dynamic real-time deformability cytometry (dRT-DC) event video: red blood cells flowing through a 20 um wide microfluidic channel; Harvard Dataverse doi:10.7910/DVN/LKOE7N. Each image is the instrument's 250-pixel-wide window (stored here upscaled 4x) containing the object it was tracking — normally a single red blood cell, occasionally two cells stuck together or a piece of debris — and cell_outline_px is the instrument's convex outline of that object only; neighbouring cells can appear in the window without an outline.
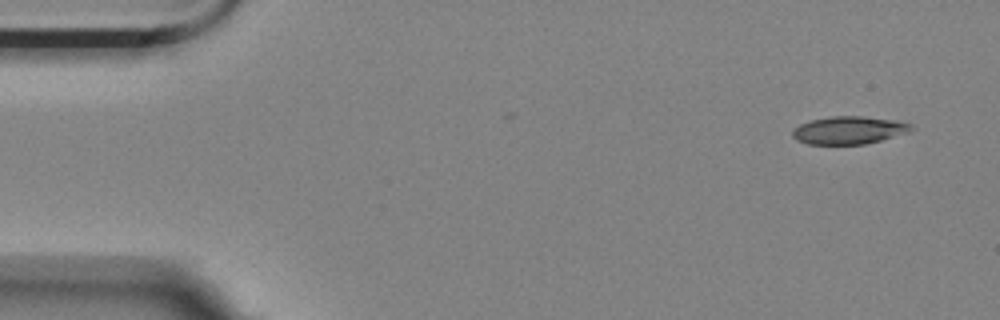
{"species": "Egyptian fruit bat (a non-hibernating species)", "species_latin": "Rousettus aegyptiacus", "temperature_condition": "room temperature", "stored_images_in_passage": 54, "camera_frame_rate_fps": 3000, "um_per_image_px": 0.085, "animal": {"sex": "female"}, "frame": {"image": 1, "passage_image": 1, "time_ms": 0.0, "image_size_px": [1000, 320], "cell_outline_px": [[912, 128], [908, 132], [880, 140], [864, 144], [808, 144], [796, 140], [792, 136], [792, 128], [800, 124], [812, 120], [832, 116], [864, 116], [892, 120], [912, 124]], "centroid_in_image_um": [72.1, 11.07], "position_along_channel_um": 12.9, "area_um2": 19.02}}
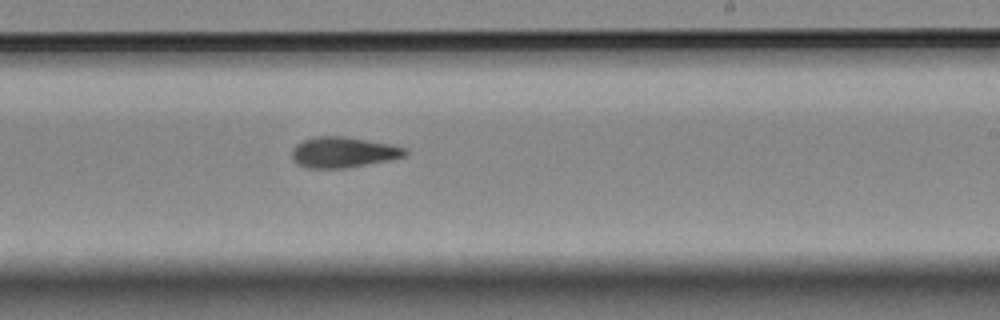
{"frame": {"image": 2, "passage_image": 31, "time_ms": 10.0, "image_size_px": [1000, 320], "cell_outline_px": [[408, 152], [404, 156], [392, 160], [348, 168], [308, 168], [296, 164], [292, 160], [292, 148], [296, 144], [304, 140], [316, 136], [344, 136], [392, 144], [408, 148]], "centroid_in_image_um": [29.19, 12.95], "position_along_channel_um": 259.8, "area_um2": 20.58}}
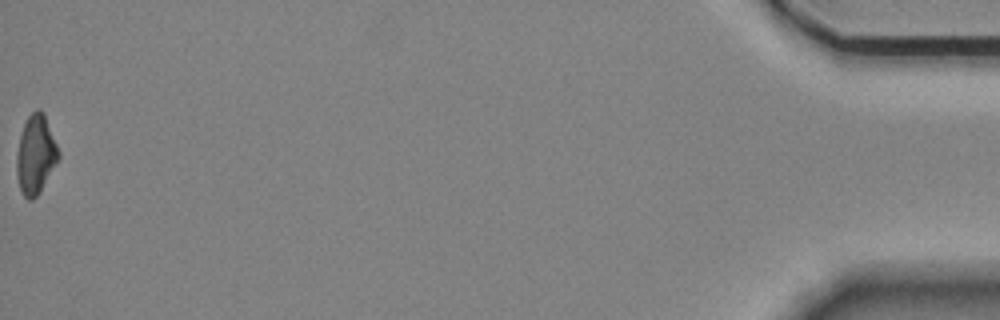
{"frame": {"image": 3, "passage_image": 54, "time_ms": 17.667, "image_size_px": [1000, 320], "cell_outline_px": [[60, 156], [40, 192], [32, 200], [28, 200], [20, 192], [16, 176], [16, 152], [20, 136], [24, 124], [28, 116], [36, 108], [40, 108], [44, 112], [60, 152]], "centroid_in_image_um": [3.02, 13.14], "position_along_channel_um": 432.2, "area_um2": 19.48}, "authors_computed_cell_mechanics": {"area_um2": 19.8543, "velocity_mm_per_s": 3.5364, "shape_relaxation_time_tau1_ms": null, "shape_relaxation_time_tau2_ms": 4.9979, "deformation_change_tau1": null, "deformation_change_tau2": 0.1129}}